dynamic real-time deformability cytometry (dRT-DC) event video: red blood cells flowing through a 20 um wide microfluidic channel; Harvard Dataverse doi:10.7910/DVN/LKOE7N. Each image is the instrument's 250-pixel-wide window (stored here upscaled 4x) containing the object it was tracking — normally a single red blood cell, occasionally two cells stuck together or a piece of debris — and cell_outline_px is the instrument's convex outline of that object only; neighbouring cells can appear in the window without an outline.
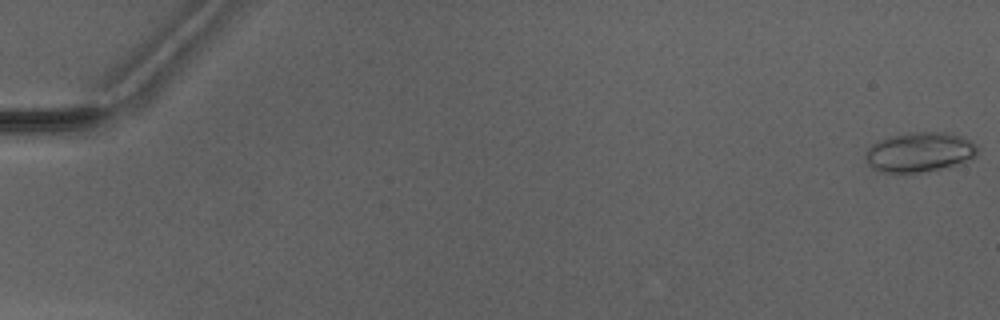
{"species": "Egyptian fruit bat (a non-hibernating species)", "species_latin": "Rousettus aegyptiacus", "temperature_condition": "warm", "stored_images_in_passage": 6, "camera_frame_rate_fps": 3000, "um_per_image_px": 0.085, "animal": {"sex": "male"}, "frame": {"image": 1, "passage_image": 1, "time_ms": 0.0, "image_size_px": [1000, 320], "cell_outline_px": [[976, 156], [972, 160], [948, 168], [920, 172], [880, 172], [868, 164], [864, 156], [868, 148], [872, 144], [880, 140], [892, 136], [912, 132], [944, 132], [964, 136], [972, 140], [976, 144]], "centroid_in_image_um": [78.22, 12.93], "position_along_channel_um": 6.8, "area_um2": 26.18}}